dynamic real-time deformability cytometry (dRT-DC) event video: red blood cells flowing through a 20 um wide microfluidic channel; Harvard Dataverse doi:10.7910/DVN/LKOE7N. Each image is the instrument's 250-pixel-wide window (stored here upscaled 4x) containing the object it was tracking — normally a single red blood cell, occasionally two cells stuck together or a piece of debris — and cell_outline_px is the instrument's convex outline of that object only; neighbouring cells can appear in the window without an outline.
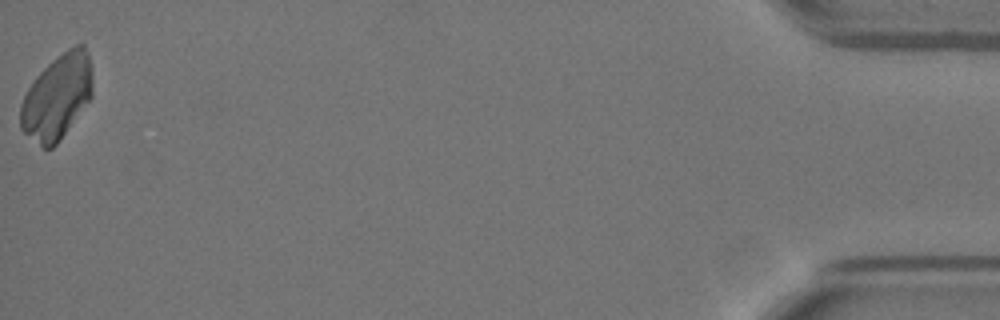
{"species": "Egyptian fruit bat (a non-hibernating species)", "species_latin": "Rousettus aegyptiacus", "temperature_condition": "warm", "stored_images_in_passage": 38, "camera_frame_rate_fps": 3000, "um_per_image_px": 0.085, "animal": {"sex": "female"}, "frame": {"image": 1, "passage_image": 38, "time_ms": 12.333, "image_size_px": [1000, 320], "cell_outline_px": [[92, 96], [56, 144], [52, 148], [44, 148], [24, 132], [20, 128], [20, 104], [28, 88], [36, 76], [52, 60], [68, 48], [84, 40], [88, 52], [92, 68]], "centroid_in_image_um": [4.87, 8.17], "position_along_channel_um": 430.3, "area_um2": 35.43}}